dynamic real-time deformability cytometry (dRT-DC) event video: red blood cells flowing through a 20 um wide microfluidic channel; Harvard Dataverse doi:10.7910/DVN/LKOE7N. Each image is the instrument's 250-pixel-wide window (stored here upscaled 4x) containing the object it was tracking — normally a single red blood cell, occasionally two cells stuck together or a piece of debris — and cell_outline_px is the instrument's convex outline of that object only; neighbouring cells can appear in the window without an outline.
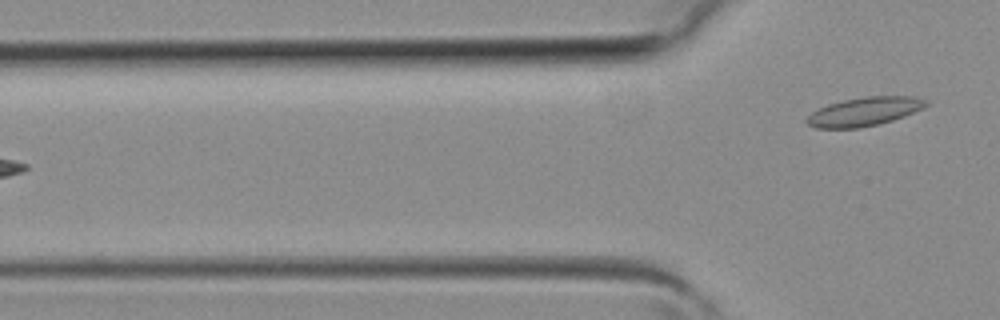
{"species": "common noctule bat (a hibernating species)", "species_latin": "Nyctalus noctula", "temperature_condition": "room temperature", "stored_images_in_passage": 5, "camera_frame_rate_fps": 3000, "um_per_image_px": 0.085, "animal": {"sex": "female", "body_mass_g": 19.3, "forearm_length_mm": 54.1}, "frame": {"image": 1, "passage_image": 5, "time_ms": 1.333, "image_size_px": [1000, 320], "cell_outline_px": [[928, 104], [924, 108], [904, 116], [892, 120], [860, 128], [816, 128], [808, 124], [804, 120], [812, 112], [828, 104], [844, 100], [864, 96], [916, 96], [928, 100]], "centroid_in_image_um": [73.49, 9.47], "position_along_channel_um": 52.3, "area_um2": 19.94}}